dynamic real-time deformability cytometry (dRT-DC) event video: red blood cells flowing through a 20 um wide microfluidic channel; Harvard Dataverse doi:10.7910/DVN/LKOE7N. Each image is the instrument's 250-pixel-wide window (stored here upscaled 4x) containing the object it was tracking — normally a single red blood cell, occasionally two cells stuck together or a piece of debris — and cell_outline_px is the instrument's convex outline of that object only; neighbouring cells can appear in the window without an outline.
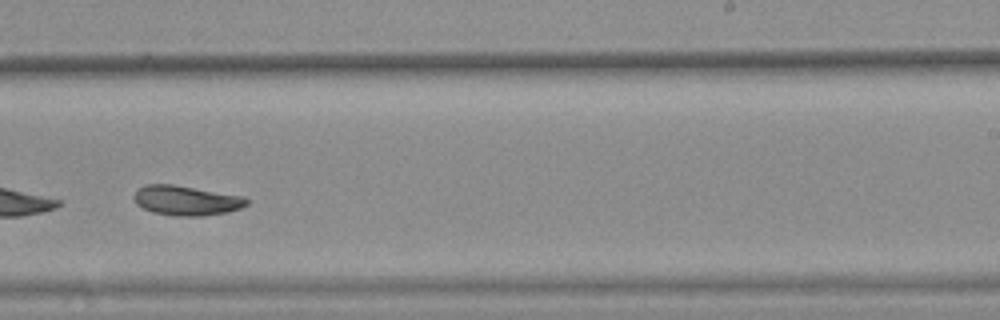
{"species": "common noctule bat (a hibernating species)", "species_latin": "Nyctalus noctula", "temperature_condition": "warm", "stored_images_in_passage": 28, "camera_frame_rate_fps": 3000, "um_per_image_px": 0.085, "animal": {"sex": "female", "body_mass_g": 25.1}, "frame": {"image": 1, "passage_image": 20, "time_ms": 6.333, "image_size_px": [1000, 320], "cell_outline_px": [[248, 204], [240, 208], [228, 212], [200, 216], [176, 216], [152, 212], [136, 204], [132, 196], [136, 188], [144, 184], [172, 184], [244, 196], [248, 200]], "centroid_in_image_um": [15.79, 17.03], "position_along_channel_um": 273.2, "area_um2": 19.71}, "authors_computed_cell_mechanics": {"area_um2": 19.2474, "velocity_mm_per_s": 3.7384, "shape_relaxation_time_tau1_ms": 11.2289, "shape_relaxation_time_tau2_ms": 2.9466, "deformation_change_tau1": 0.1927, "deformation_change_tau2": 0.0842}}